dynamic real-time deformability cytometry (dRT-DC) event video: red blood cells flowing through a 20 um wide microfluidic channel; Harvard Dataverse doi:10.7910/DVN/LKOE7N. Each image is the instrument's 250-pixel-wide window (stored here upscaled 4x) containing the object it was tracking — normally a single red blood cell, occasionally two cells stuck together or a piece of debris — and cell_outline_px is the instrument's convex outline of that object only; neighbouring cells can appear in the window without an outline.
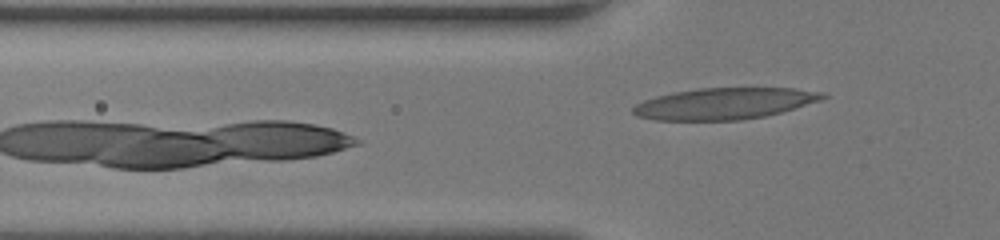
{"species": "human", "species_latin": "Homo sapiens", "temperature_condition": "room temperature", "stored_images_in_passage": 8, "camera_frame_rate_fps": 3000, "um_per_image_px": 0.085, "donor": {"sex": "female"}, "frame": {"image": 1, "passage_image": 8, "time_ms": 2.333, "image_size_px": [1000, 240], "cell_outline_px": [[828, 96], [824, 100], [780, 112], [764, 116], [740, 120], [652, 120], [636, 116], [632, 112], [632, 108], [636, 104], [644, 100], [656, 96], [672, 92], [700, 88], [792, 88], [824, 92]], "centroid_in_image_um": [61.58, 8.8], "position_along_channel_um": 64.2, "area_um2": 34.85}}